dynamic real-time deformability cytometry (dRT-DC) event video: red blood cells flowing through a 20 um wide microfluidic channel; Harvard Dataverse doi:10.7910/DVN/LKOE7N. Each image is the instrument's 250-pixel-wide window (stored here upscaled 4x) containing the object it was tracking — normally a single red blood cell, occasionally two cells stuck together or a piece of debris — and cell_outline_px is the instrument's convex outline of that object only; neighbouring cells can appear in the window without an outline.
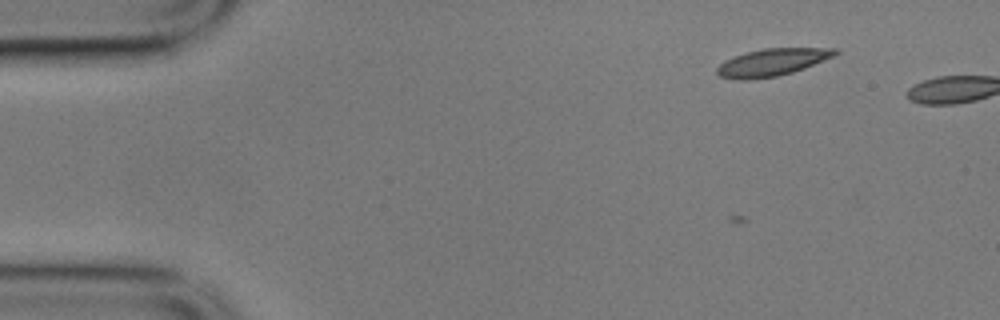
{"species": "common noctule bat (a hibernating species)", "species_latin": "Nyctalus noctula", "temperature_condition": "cold", "stored_images_in_passage": 53, "camera_frame_rate_fps": 3000, "um_per_image_px": 0.085, "animal": {"sex": "male", "body_mass_g": 17.9}, "frame": {"image": 1, "passage_image": 1, "time_ms": 0.0, "image_size_px": [1000, 320], "cell_outline_px": [[840, 52], [832, 56], [804, 68], [792, 72], [776, 76], [748, 80], [736, 80], [720, 76], [716, 72], [716, 68], [724, 60], [748, 52], [764, 48], [836, 48]], "centroid_in_image_um": [65.6, 5.3], "position_along_channel_um": 19.4, "area_um2": 18.55}}
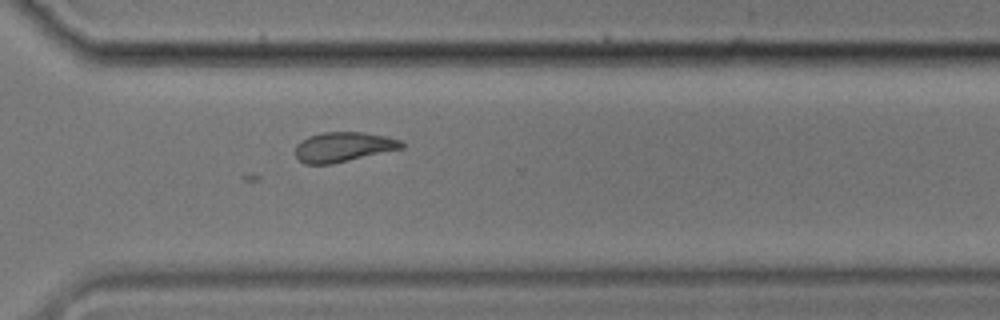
{"frame": {"image": 2, "passage_image": 36, "time_ms": 11.667, "image_size_px": [1000, 320], "cell_outline_px": [[404, 148], [332, 164], [304, 164], [296, 156], [296, 144], [300, 140], [308, 136], [320, 132], [364, 132], [388, 136], [400, 140], [404, 144]], "centroid_in_image_um": [29.18, 12.48], "position_along_channel_um": 341.4, "area_um2": 18.61}}
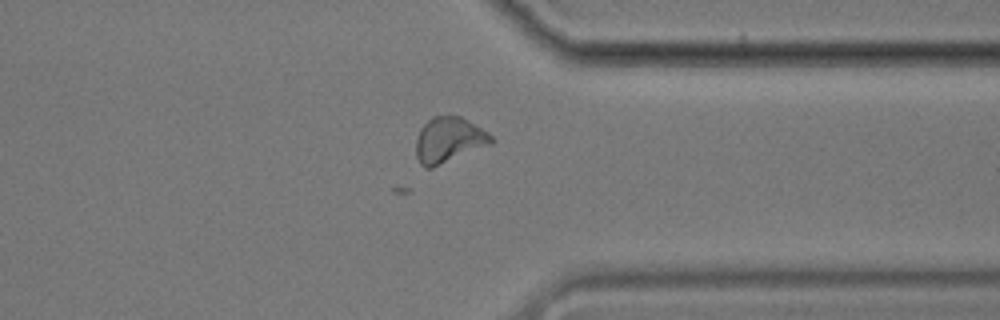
{"frame": {"image": 3, "passage_image": 39, "time_ms": 12.667, "image_size_px": [1000, 320], "cell_outline_px": [[496, 140], [492, 144], [432, 168], [424, 168], [420, 164], [416, 156], [416, 140], [420, 128], [432, 116], [460, 116], [468, 120], [488, 132]], "centroid_in_image_um": [38.16, 11.9], "position_along_channel_um": 373.2, "area_um2": 20.06}}